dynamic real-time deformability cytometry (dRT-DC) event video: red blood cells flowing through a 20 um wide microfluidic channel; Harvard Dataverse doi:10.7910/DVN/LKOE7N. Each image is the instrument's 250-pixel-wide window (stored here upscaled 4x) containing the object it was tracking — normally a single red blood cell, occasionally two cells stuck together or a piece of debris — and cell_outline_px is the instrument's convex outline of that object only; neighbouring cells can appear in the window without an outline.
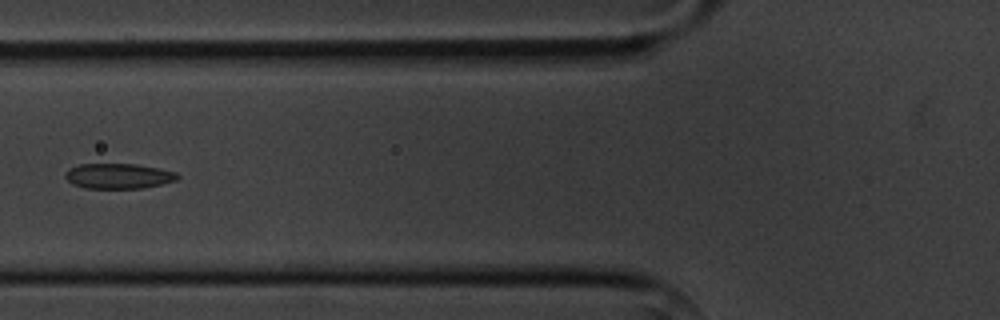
{"species": "common noctule bat (a hibernating species)", "species_latin": "Nyctalus noctula", "temperature_condition": "cold", "stored_images_in_passage": 10, "camera_frame_rate_fps": 3000, "um_per_image_px": 0.085, "animal": {"sex": "male", "body_mass_g": 20.1, "forearm_length_mm": 53.5}, "frame": {"image": 1, "passage_image": 7, "time_ms": 7.0, "image_size_px": [1000, 320], "cell_outline_px": [[180, 176], [176, 180], [160, 184], [140, 188], [84, 188], [72, 184], [64, 176], [68, 168], [80, 164], [136, 164], [160, 168], [176, 172]], "centroid_in_image_um": [10.05, 14.95], "position_along_channel_um": 115.7, "area_um2": 16.47}}
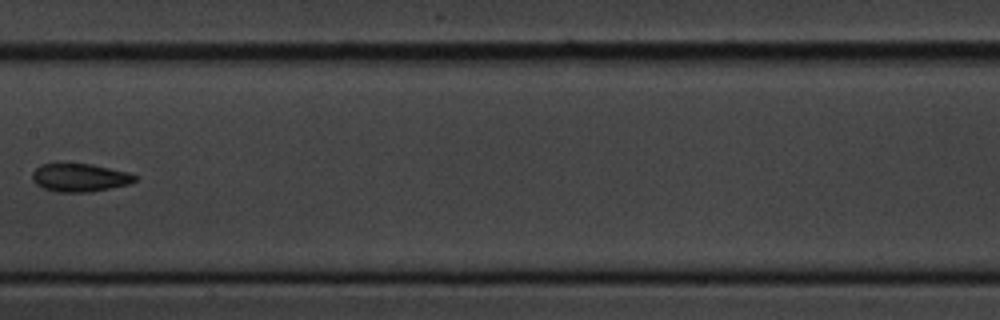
{"frame": {"image": 2, "passage_image": 9, "time_ms": 9.333, "image_size_px": [1000, 320], "cell_outline_px": [[136, 180], [128, 184], [88, 192], [60, 192], [44, 188], [36, 184], [32, 180], [32, 172], [40, 164], [92, 164], [128, 172], [136, 176]], "centroid_in_image_um": [6.75, 15.09], "position_along_channel_um": 200.6, "area_um2": 16.59}}
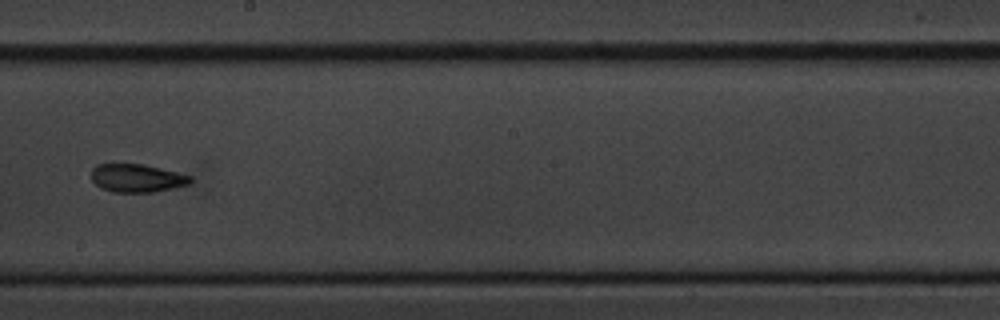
{"frame": {"image": 3, "passage_image": 10, "time_ms": 10.333, "image_size_px": [1000, 320], "cell_outline_px": [[192, 180], [188, 184], [156, 192], [112, 192], [100, 188], [92, 180], [92, 168], [96, 164], [144, 164], [192, 176]], "centroid_in_image_um": [11.62, 15.14], "position_along_channel_um": 236.6, "area_um2": 16.24}}